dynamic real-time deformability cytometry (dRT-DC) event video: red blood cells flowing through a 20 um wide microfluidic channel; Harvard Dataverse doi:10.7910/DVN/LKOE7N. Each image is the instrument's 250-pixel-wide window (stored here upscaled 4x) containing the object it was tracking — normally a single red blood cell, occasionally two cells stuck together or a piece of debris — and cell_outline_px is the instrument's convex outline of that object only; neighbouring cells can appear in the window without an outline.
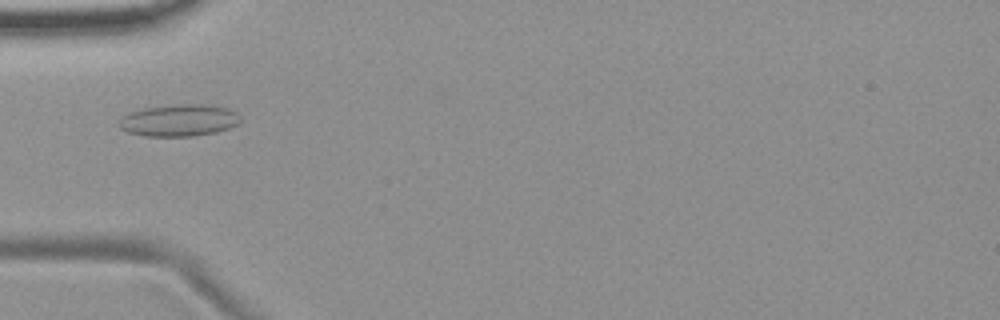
{"species": "common noctule bat (a hibernating species)", "species_latin": "Nyctalus noctula", "temperature_condition": "room temperature", "stored_images_in_passage": 7, "camera_frame_rate_fps": 3000, "um_per_image_px": 0.085, "animal": {"sex": "female", "body_mass_g": 19.9}, "frame": {"image": 1, "passage_image": 5, "time_ms": 5.667, "image_size_px": [1000, 320], "cell_outline_px": [[240, 124], [216, 132], [192, 136], [144, 136], [128, 132], [120, 128], [120, 116], [144, 108], [180, 104], [204, 104], [228, 108], [236, 112], [240, 116]], "centroid_in_image_um": [15.24, 10.23], "position_along_channel_um": 69.8, "area_um2": 22.54}}
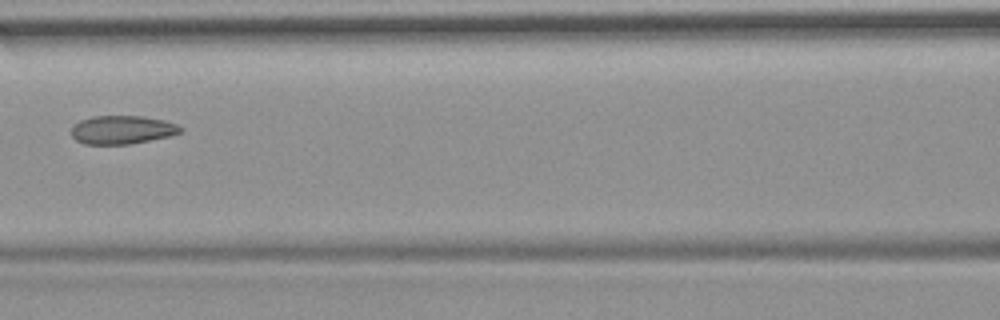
{"frame": {"image": 2, "passage_image": 7, "time_ms": 8.0, "image_size_px": [1000, 320], "cell_outline_px": [[184, 128], [180, 132], [172, 136], [128, 144], [84, 144], [76, 140], [72, 136], [72, 124], [80, 120], [92, 116], [144, 116], [164, 120], [176, 124]], "centroid_in_image_um": [10.38, 11.03], "position_along_channel_um": 156.2, "area_um2": 18.21}}